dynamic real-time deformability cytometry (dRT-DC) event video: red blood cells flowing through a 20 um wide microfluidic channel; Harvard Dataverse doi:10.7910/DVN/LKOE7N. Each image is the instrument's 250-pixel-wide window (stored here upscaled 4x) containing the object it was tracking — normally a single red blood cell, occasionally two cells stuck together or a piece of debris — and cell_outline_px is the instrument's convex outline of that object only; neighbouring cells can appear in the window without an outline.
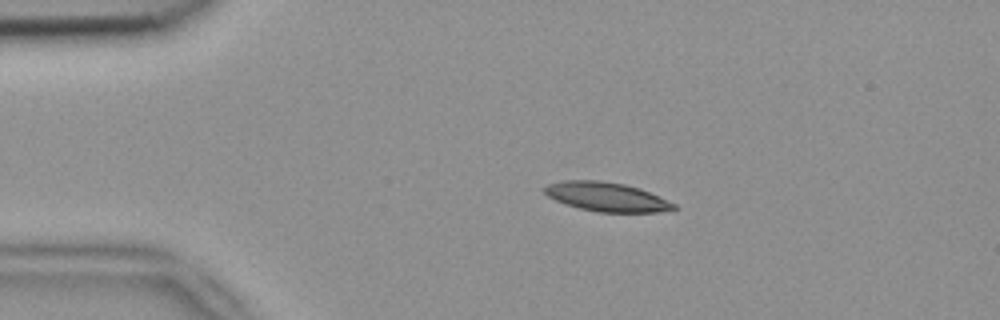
{"species": "common noctule bat (a hibernating species)", "species_latin": "Nyctalus noctula", "temperature_condition": "room temperature", "stored_images_in_passage": 7, "camera_frame_rate_fps": 3000, "um_per_image_px": 0.085, "animal": {"sex": "female", "body_mass_g": 18.4}, "frame": {"image": 1, "passage_image": 3, "time_ms": 0.667, "image_size_px": [1000, 320], "cell_outline_px": [[676, 208], [656, 212], [600, 212], [580, 208], [556, 200], [548, 196], [540, 188], [548, 184], [564, 180], [600, 180], [624, 184], [640, 188], [676, 204]], "centroid_in_image_um": [51.53, 16.71], "position_along_channel_um": 33.5, "area_um2": 21.73}}
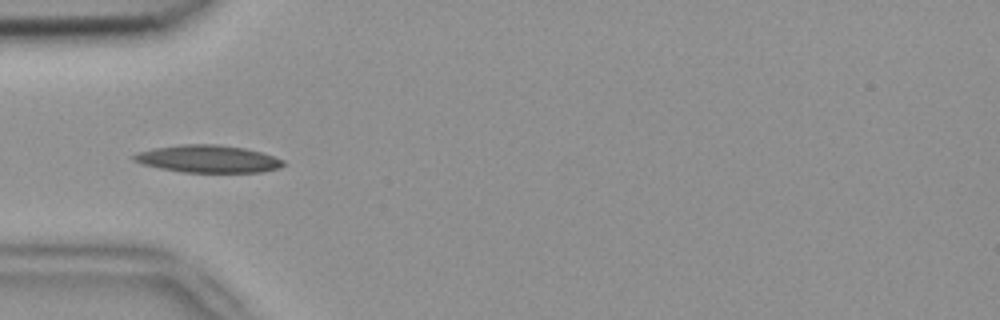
{"frame": {"image": 2, "passage_image": 5, "time_ms": 1.333, "image_size_px": [1000, 320], "cell_outline_px": [[284, 164], [280, 168], [264, 172], [184, 172], [160, 168], [140, 164], [132, 160], [128, 156], [136, 152], [152, 148], [184, 144], [216, 144], [244, 148], [260, 152], [284, 160]], "centroid_in_image_um": [17.61, 13.5], "position_along_channel_um": 67.4, "area_um2": 24.04}}